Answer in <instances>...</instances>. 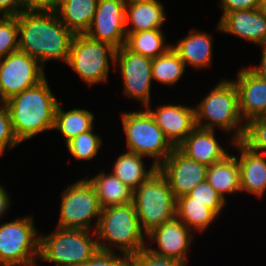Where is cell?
<instances>
[{
  "label": "cell",
  "instance_id": "6da1fadb",
  "mask_svg": "<svg viewBox=\"0 0 266 266\" xmlns=\"http://www.w3.org/2000/svg\"><path fill=\"white\" fill-rule=\"evenodd\" d=\"M18 50L37 59L44 67L51 60L67 63L75 36L55 10H24L17 15Z\"/></svg>",
  "mask_w": 266,
  "mask_h": 266
},
{
  "label": "cell",
  "instance_id": "7a4b0ae2",
  "mask_svg": "<svg viewBox=\"0 0 266 266\" xmlns=\"http://www.w3.org/2000/svg\"><path fill=\"white\" fill-rule=\"evenodd\" d=\"M58 103L46 78L6 101L13 131L20 143L54 129Z\"/></svg>",
  "mask_w": 266,
  "mask_h": 266
},
{
  "label": "cell",
  "instance_id": "3957f363",
  "mask_svg": "<svg viewBox=\"0 0 266 266\" xmlns=\"http://www.w3.org/2000/svg\"><path fill=\"white\" fill-rule=\"evenodd\" d=\"M245 121L240 113L239 94L232 80L222 79L195 106V125L200 128H216L232 134L231 145L241 141Z\"/></svg>",
  "mask_w": 266,
  "mask_h": 266
},
{
  "label": "cell",
  "instance_id": "277c9868",
  "mask_svg": "<svg viewBox=\"0 0 266 266\" xmlns=\"http://www.w3.org/2000/svg\"><path fill=\"white\" fill-rule=\"evenodd\" d=\"M95 233L99 250L110 252L119 250V253L130 257L145 248L147 244L144 242L147 241L146 234L141 228L132 202L103 208Z\"/></svg>",
  "mask_w": 266,
  "mask_h": 266
},
{
  "label": "cell",
  "instance_id": "5b68a950",
  "mask_svg": "<svg viewBox=\"0 0 266 266\" xmlns=\"http://www.w3.org/2000/svg\"><path fill=\"white\" fill-rule=\"evenodd\" d=\"M132 203L146 235L176 218L177 199L159 169L133 192Z\"/></svg>",
  "mask_w": 266,
  "mask_h": 266
},
{
  "label": "cell",
  "instance_id": "8992f818",
  "mask_svg": "<svg viewBox=\"0 0 266 266\" xmlns=\"http://www.w3.org/2000/svg\"><path fill=\"white\" fill-rule=\"evenodd\" d=\"M91 232L56 227L54 232L40 235L38 260L56 266L83 265L99 249L96 233Z\"/></svg>",
  "mask_w": 266,
  "mask_h": 266
},
{
  "label": "cell",
  "instance_id": "52a82bcc",
  "mask_svg": "<svg viewBox=\"0 0 266 266\" xmlns=\"http://www.w3.org/2000/svg\"><path fill=\"white\" fill-rule=\"evenodd\" d=\"M144 109L121 113V122L127 141L126 151L152 157L153 163L158 167L175 147L165 137L148 110Z\"/></svg>",
  "mask_w": 266,
  "mask_h": 266
},
{
  "label": "cell",
  "instance_id": "ba28073f",
  "mask_svg": "<svg viewBox=\"0 0 266 266\" xmlns=\"http://www.w3.org/2000/svg\"><path fill=\"white\" fill-rule=\"evenodd\" d=\"M115 54L116 48L110 44L91 39L86 34H77L71 43L67 65L87 85L93 86L107 81L111 63L114 70L117 69Z\"/></svg>",
  "mask_w": 266,
  "mask_h": 266
},
{
  "label": "cell",
  "instance_id": "9c48e42d",
  "mask_svg": "<svg viewBox=\"0 0 266 266\" xmlns=\"http://www.w3.org/2000/svg\"><path fill=\"white\" fill-rule=\"evenodd\" d=\"M32 216L0 224V266H38L40 235Z\"/></svg>",
  "mask_w": 266,
  "mask_h": 266
},
{
  "label": "cell",
  "instance_id": "30bf717a",
  "mask_svg": "<svg viewBox=\"0 0 266 266\" xmlns=\"http://www.w3.org/2000/svg\"><path fill=\"white\" fill-rule=\"evenodd\" d=\"M57 227L95 231L101 215V206L92 183L80 179L63 190Z\"/></svg>",
  "mask_w": 266,
  "mask_h": 266
},
{
  "label": "cell",
  "instance_id": "8fae6325",
  "mask_svg": "<svg viewBox=\"0 0 266 266\" xmlns=\"http://www.w3.org/2000/svg\"><path fill=\"white\" fill-rule=\"evenodd\" d=\"M44 66L34 57L17 50L0 59V90L7 101L46 78Z\"/></svg>",
  "mask_w": 266,
  "mask_h": 266
},
{
  "label": "cell",
  "instance_id": "7c38bea8",
  "mask_svg": "<svg viewBox=\"0 0 266 266\" xmlns=\"http://www.w3.org/2000/svg\"><path fill=\"white\" fill-rule=\"evenodd\" d=\"M115 66L122 76L123 93L142 103L151 104L152 58L134 53L124 45L116 49Z\"/></svg>",
  "mask_w": 266,
  "mask_h": 266
},
{
  "label": "cell",
  "instance_id": "4fadbf2b",
  "mask_svg": "<svg viewBox=\"0 0 266 266\" xmlns=\"http://www.w3.org/2000/svg\"><path fill=\"white\" fill-rule=\"evenodd\" d=\"M125 0H98L90 28L85 33L91 39L119 49L125 44Z\"/></svg>",
  "mask_w": 266,
  "mask_h": 266
},
{
  "label": "cell",
  "instance_id": "5bb4252c",
  "mask_svg": "<svg viewBox=\"0 0 266 266\" xmlns=\"http://www.w3.org/2000/svg\"><path fill=\"white\" fill-rule=\"evenodd\" d=\"M165 176L175 198L187 195L193 188L206 180L208 167L188 158L177 147L158 166Z\"/></svg>",
  "mask_w": 266,
  "mask_h": 266
},
{
  "label": "cell",
  "instance_id": "9a60e30c",
  "mask_svg": "<svg viewBox=\"0 0 266 266\" xmlns=\"http://www.w3.org/2000/svg\"><path fill=\"white\" fill-rule=\"evenodd\" d=\"M193 237L194 232L176 217L146 235L148 242L157 244L156 249L150 248V244L146 248L157 255L187 263Z\"/></svg>",
  "mask_w": 266,
  "mask_h": 266
},
{
  "label": "cell",
  "instance_id": "2e32d148",
  "mask_svg": "<svg viewBox=\"0 0 266 266\" xmlns=\"http://www.w3.org/2000/svg\"><path fill=\"white\" fill-rule=\"evenodd\" d=\"M151 106L149 104L145 108L174 147H177L196 127L195 107L181 103L164 104L154 110Z\"/></svg>",
  "mask_w": 266,
  "mask_h": 266
},
{
  "label": "cell",
  "instance_id": "e0dca14e",
  "mask_svg": "<svg viewBox=\"0 0 266 266\" xmlns=\"http://www.w3.org/2000/svg\"><path fill=\"white\" fill-rule=\"evenodd\" d=\"M217 30L257 46L266 44V14L261 9L227 12L218 22Z\"/></svg>",
  "mask_w": 266,
  "mask_h": 266
},
{
  "label": "cell",
  "instance_id": "ac0fdd59",
  "mask_svg": "<svg viewBox=\"0 0 266 266\" xmlns=\"http://www.w3.org/2000/svg\"><path fill=\"white\" fill-rule=\"evenodd\" d=\"M239 94L240 113L243 120L266 115V80L259 78L247 66L239 70L236 75Z\"/></svg>",
  "mask_w": 266,
  "mask_h": 266
},
{
  "label": "cell",
  "instance_id": "d6986e66",
  "mask_svg": "<svg viewBox=\"0 0 266 266\" xmlns=\"http://www.w3.org/2000/svg\"><path fill=\"white\" fill-rule=\"evenodd\" d=\"M239 150L237 161L240 170L241 192L263 197L266 193V155L250 150L241 141L232 145Z\"/></svg>",
  "mask_w": 266,
  "mask_h": 266
},
{
  "label": "cell",
  "instance_id": "ffe728a7",
  "mask_svg": "<svg viewBox=\"0 0 266 266\" xmlns=\"http://www.w3.org/2000/svg\"><path fill=\"white\" fill-rule=\"evenodd\" d=\"M217 140L215 130L196 126L177 148L188 158L208 167L229 154Z\"/></svg>",
  "mask_w": 266,
  "mask_h": 266
},
{
  "label": "cell",
  "instance_id": "44dd1931",
  "mask_svg": "<svg viewBox=\"0 0 266 266\" xmlns=\"http://www.w3.org/2000/svg\"><path fill=\"white\" fill-rule=\"evenodd\" d=\"M213 38L204 31L191 29L184 38H179L172 48L178 53L186 67L209 68L212 64Z\"/></svg>",
  "mask_w": 266,
  "mask_h": 266
},
{
  "label": "cell",
  "instance_id": "7402d4cb",
  "mask_svg": "<svg viewBox=\"0 0 266 266\" xmlns=\"http://www.w3.org/2000/svg\"><path fill=\"white\" fill-rule=\"evenodd\" d=\"M165 6L160 0L127 1L125 26L127 32L162 29L165 22Z\"/></svg>",
  "mask_w": 266,
  "mask_h": 266
},
{
  "label": "cell",
  "instance_id": "603a6c76",
  "mask_svg": "<svg viewBox=\"0 0 266 266\" xmlns=\"http://www.w3.org/2000/svg\"><path fill=\"white\" fill-rule=\"evenodd\" d=\"M98 0H60L55 11L74 34H85L91 26Z\"/></svg>",
  "mask_w": 266,
  "mask_h": 266
},
{
  "label": "cell",
  "instance_id": "cb8c5ba5",
  "mask_svg": "<svg viewBox=\"0 0 266 266\" xmlns=\"http://www.w3.org/2000/svg\"><path fill=\"white\" fill-rule=\"evenodd\" d=\"M206 180L226 201V194L240 193V170L237 156L228 154L223 160L208 166Z\"/></svg>",
  "mask_w": 266,
  "mask_h": 266
},
{
  "label": "cell",
  "instance_id": "d4e9b609",
  "mask_svg": "<svg viewBox=\"0 0 266 266\" xmlns=\"http://www.w3.org/2000/svg\"><path fill=\"white\" fill-rule=\"evenodd\" d=\"M144 156L126 151L114 162L112 174L133 192L154 172L158 167L152 162L147 170L144 164Z\"/></svg>",
  "mask_w": 266,
  "mask_h": 266
},
{
  "label": "cell",
  "instance_id": "484cf974",
  "mask_svg": "<svg viewBox=\"0 0 266 266\" xmlns=\"http://www.w3.org/2000/svg\"><path fill=\"white\" fill-rule=\"evenodd\" d=\"M96 190L101 208L125 205L132 202L133 191L123 184L112 172L100 173L88 179Z\"/></svg>",
  "mask_w": 266,
  "mask_h": 266
},
{
  "label": "cell",
  "instance_id": "4316f807",
  "mask_svg": "<svg viewBox=\"0 0 266 266\" xmlns=\"http://www.w3.org/2000/svg\"><path fill=\"white\" fill-rule=\"evenodd\" d=\"M61 104L62 102H59L56 107L53 130H57L63 135L65 143L94 128L93 112L81 108L69 109L66 112Z\"/></svg>",
  "mask_w": 266,
  "mask_h": 266
},
{
  "label": "cell",
  "instance_id": "83f0119b",
  "mask_svg": "<svg viewBox=\"0 0 266 266\" xmlns=\"http://www.w3.org/2000/svg\"><path fill=\"white\" fill-rule=\"evenodd\" d=\"M176 217L190 230L204 232L218 216L203 203L193 201L188 195L177 198Z\"/></svg>",
  "mask_w": 266,
  "mask_h": 266
},
{
  "label": "cell",
  "instance_id": "f1b7e54d",
  "mask_svg": "<svg viewBox=\"0 0 266 266\" xmlns=\"http://www.w3.org/2000/svg\"><path fill=\"white\" fill-rule=\"evenodd\" d=\"M164 35L162 29L127 32L124 46L134 53L153 59L172 46L165 43Z\"/></svg>",
  "mask_w": 266,
  "mask_h": 266
},
{
  "label": "cell",
  "instance_id": "f546056e",
  "mask_svg": "<svg viewBox=\"0 0 266 266\" xmlns=\"http://www.w3.org/2000/svg\"><path fill=\"white\" fill-rule=\"evenodd\" d=\"M186 66L172 46L152 59V78L162 85L173 86L181 80Z\"/></svg>",
  "mask_w": 266,
  "mask_h": 266
},
{
  "label": "cell",
  "instance_id": "4dcf8cb0",
  "mask_svg": "<svg viewBox=\"0 0 266 266\" xmlns=\"http://www.w3.org/2000/svg\"><path fill=\"white\" fill-rule=\"evenodd\" d=\"M93 132L94 130L92 128L91 130L81 133L66 143L69 153L77 161H89L98 155L103 141L101 136Z\"/></svg>",
  "mask_w": 266,
  "mask_h": 266
},
{
  "label": "cell",
  "instance_id": "1f68e13d",
  "mask_svg": "<svg viewBox=\"0 0 266 266\" xmlns=\"http://www.w3.org/2000/svg\"><path fill=\"white\" fill-rule=\"evenodd\" d=\"M241 142L250 150L266 155V115L252 118L245 123Z\"/></svg>",
  "mask_w": 266,
  "mask_h": 266
},
{
  "label": "cell",
  "instance_id": "d6a6232c",
  "mask_svg": "<svg viewBox=\"0 0 266 266\" xmlns=\"http://www.w3.org/2000/svg\"><path fill=\"white\" fill-rule=\"evenodd\" d=\"M17 16L0 15V59L19 48Z\"/></svg>",
  "mask_w": 266,
  "mask_h": 266
},
{
  "label": "cell",
  "instance_id": "836d02e7",
  "mask_svg": "<svg viewBox=\"0 0 266 266\" xmlns=\"http://www.w3.org/2000/svg\"><path fill=\"white\" fill-rule=\"evenodd\" d=\"M193 198V201L203 203L207 208L211 209L218 217L227 201H225L217 191L209 184L207 180L198 184L193 190L187 194Z\"/></svg>",
  "mask_w": 266,
  "mask_h": 266
},
{
  "label": "cell",
  "instance_id": "e575fe53",
  "mask_svg": "<svg viewBox=\"0 0 266 266\" xmlns=\"http://www.w3.org/2000/svg\"><path fill=\"white\" fill-rule=\"evenodd\" d=\"M131 266H186L187 263L157 255L146 247L132 255Z\"/></svg>",
  "mask_w": 266,
  "mask_h": 266
},
{
  "label": "cell",
  "instance_id": "d590c367",
  "mask_svg": "<svg viewBox=\"0 0 266 266\" xmlns=\"http://www.w3.org/2000/svg\"><path fill=\"white\" fill-rule=\"evenodd\" d=\"M120 254V255H119ZM81 266H131V258L124 253L97 250Z\"/></svg>",
  "mask_w": 266,
  "mask_h": 266
},
{
  "label": "cell",
  "instance_id": "8d00e7d4",
  "mask_svg": "<svg viewBox=\"0 0 266 266\" xmlns=\"http://www.w3.org/2000/svg\"><path fill=\"white\" fill-rule=\"evenodd\" d=\"M19 144L21 143L13 131L8 108L0 107V150L5 153L6 150L13 149Z\"/></svg>",
  "mask_w": 266,
  "mask_h": 266
},
{
  "label": "cell",
  "instance_id": "74e56055",
  "mask_svg": "<svg viewBox=\"0 0 266 266\" xmlns=\"http://www.w3.org/2000/svg\"><path fill=\"white\" fill-rule=\"evenodd\" d=\"M221 18L230 11L260 9V0H220Z\"/></svg>",
  "mask_w": 266,
  "mask_h": 266
},
{
  "label": "cell",
  "instance_id": "f35d334b",
  "mask_svg": "<svg viewBox=\"0 0 266 266\" xmlns=\"http://www.w3.org/2000/svg\"><path fill=\"white\" fill-rule=\"evenodd\" d=\"M24 10L22 0H0V15L17 16Z\"/></svg>",
  "mask_w": 266,
  "mask_h": 266
},
{
  "label": "cell",
  "instance_id": "ab89813d",
  "mask_svg": "<svg viewBox=\"0 0 266 266\" xmlns=\"http://www.w3.org/2000/svg\"><path fill=\"white\" fill-rule=\"evenodd\" d=\"M25 10H55L60 0H22Z\"/></svg>",
  "mask_w": 266,
  "mask_h": 266
},
{
  "label": "cell",
  "instance_id": "60d3db41",
  "mask_svg": "<svg viewBox=\"0 0 266 266\" xmlns=\"http://www.w3.org/2000/svg\"><path fill=\"white\" fill-rule=\"evenodd\" d=\"M259 47L262 48V57L259 66L250 65L248 68L259 78L266 80V44L260 45Z\"/></svg>",
  "mask_w": 266,
  "mask_h": 266
},
{
  "label": "cell",
  "instance_id": "b9f144b4",
  "mask_svg": "<svg viewBox=\"0 0 266 266\" xmlns=\"http://www.w3.org/2000/svg\"><path fill=\"white\" fill-rule=\"evenodd\" d=\"M9 194L6 192L5 187L0 185V218L6 216V212L9 211V206L12 204Z\"/></svg>",
  "mask_w": 266,
  "mask_h": 266
},
{
  "label": "cell",
  "instance_id": "7bdbcfd3",
  "mask_svg": "<svg viewBox=\"0 0 266 266\" xmlns=\"http://www.w3.org/2000/svg\"><path fill=\"white\" fill-rule=\"evenodd\" d=\"M260 9L266 14V0H260Z\"/></svg>",
  "mask_w": 266,
  "mask_h": 266
},
{
  "label": "cell",
  "instance_id": "ee69618b",
  "mask_svg": "<svg viewBox=\"0 0 266 266\" xmlns=\"http://www.w3.org/2000/svg\"><path fill=\"white\" fill-rule=\"evenodd\" d=\"M6 106V100L2 95V92L0 90V107Z\"/></svg>",
  "mask_w": 266,
  "mask_h": 266
},
{
  "label": "cell",
  "instance_id": "f6af8a7d",
  "mask_svg": "<svg viewBox=\"0 0 266 266\" xmlns=\"http://www.w3.org/2000/svg\"><path fill=\"white\" fill-rule=\"evenodd\" d=\"M4 153L0 150V157L3 155Z\"/></svg>",
  "mask_w": 266,
  "mask_h": 266
}]
</instances>
